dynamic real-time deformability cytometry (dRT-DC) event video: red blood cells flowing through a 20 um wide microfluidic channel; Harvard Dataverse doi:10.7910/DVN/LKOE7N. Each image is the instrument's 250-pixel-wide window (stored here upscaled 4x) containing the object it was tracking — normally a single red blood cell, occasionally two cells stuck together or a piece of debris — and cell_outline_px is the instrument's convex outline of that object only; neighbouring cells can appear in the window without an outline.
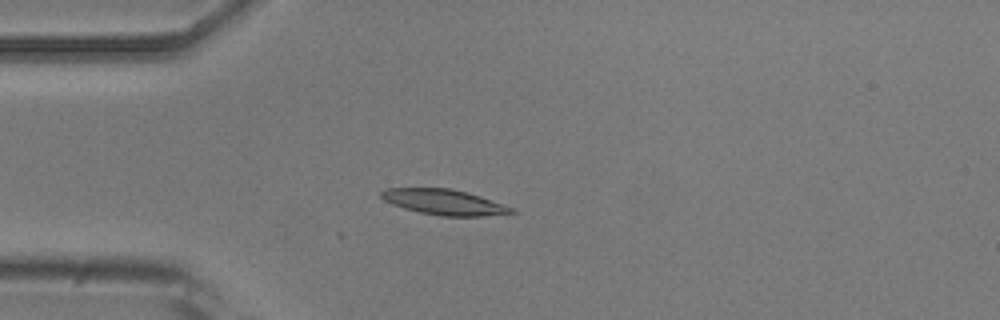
{"species": "common noctule bat (a hibernating species)", "species_latin": "Nyctalus noctula", "temperature_condition": "room temperature", "stored_images_in_passage": 4, "camera_frame_rate_fps": 3000, "um_per_image_px": 0.085, "animal": {"sex": "male", "body_mass_g": 20.5, "forearm_length_mm": 52.5}, "frame": {"image": 1, "passage_image": 3, "time_ms": 3.333, "image_size_px": [1000, 320], "cell_outline_px": [[516, 212], [484, 216], [440, 216], [420, 212], [404, 208], [392, 204], [384, 200], [380, 196], [380, 192], [388, 188], [448, 188], [468, 192], [480, 196], [512, 208]], "centroid_in_image_um": [37.71, 17.17], "position_along_channel_um": 47.3, "area_um2": 19.07}}